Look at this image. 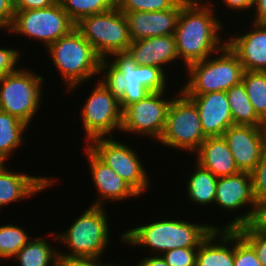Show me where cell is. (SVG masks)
<instances>
[{"mask_svg":"<svg viewBox=\"0 0 266 266\" xmlns=\"http://www.w3.org/2000/svg\"><path fill=\"white\" fill-rule=\"evenodd\" d=\"M213 5L184 4L181 8L174 37L179 60L185 66L216 55L226 45L218 36L224 28Z\"/></svg>","mask_w":266,"mask_h":266,"instance_id":"cell-1","label":"cell"},{"mask_svg":"<svg viewBox=\"0 0 266 266\" xmlns=\"http://www.w3.org/2000/svg\"><path fill=\"white\" fill-rule=\"evenodd\" d=\"M110 57L114 58L111 63L110 60L101 59L99 74L103 72V78L99 80L119 99L122 111L144 99L150 92L168 89L167 71L165 73L159 67L137 65L127 51L116 52Z\"/></svg>","mask_w":266,"mask_h":266,"instance_id":"cell-2","label":"cell"},{"mask_svg":"<svg viewBox=\"0 0 266 266\" xmlns=\"http://www.w3.org/2000/svg\"><path fill=\"white\" fill-rule=\"evenodd\" d=\"M213 229L219 227L166 218L124 231L120 241L129 246L148 247L151 254L161 255L175 248H198Z\"/></svg>","mask_w":266,"mask_h":266,"instance_id":"cell-3","label":"cell"},{"mask_svg":"<svg viewBox=\"0 0 266 266\" xmlns=\"http://www.w3.org/2000/svg\"><path fill=\"white\" fill-rule=\"evenodd\" d=\"M46 49L68 92L100 73L101 58L76 28Z\"/></svg>","mask_w":266,"mask_h":266,"instance_id":"cell-4","label":"cell"},{"mask_svg":"<svg viewBox=\"0 0 266 266\" xmlns=\"http://www.w3.org/2000/svg\"><path fill=\"white\" fill-rule=\"evenodd\" d=\"M217 55L209 56L185 67L186 76H189L187 78L189 80L181 89L185 95L226 92L242 82L245 70L229 46L226 44L217 52Z\"/></svg>","mask_w":266,"mask_h":266,"instance_id":"cell-5","label":"cell"},{"mask_svg":"<svg viewBox=\"0 0 266 266\" xmlns=\"http://www.w3.org/2000/svg\"><path fill=\"white\" fill-rule=\"evenodd\" d=\"M103 206L88 207L76 219L66 231L55 235L56 240L62 242L69 249V252L59 251L66 256L72 257H101L110 241L109 222L107 212Z\"/></svg>","mask_w":266,"mask_h":266,"instance_id":"cell-6","label":"cell"},{"mask_svg":"<svg viewBox=\"0 0 266 266\" xmlns=\"http://www.w3.org/2000/svg\"><path fill=\"white\" fill-rule=\"evenodd\" d=\"M75 28L92 45L101 59H108L109 55L116 52L127 51L131 44L126 18L117 6L81 18Z\"/></svg>","mask_w":266,"mask_h":266,"instance_id":"cell-7","label":"cell"},{"mask_svg":"<svg viewBox=\"0 0 266 266\" xmlns=\"http://www.w3.org/2000/svg\"><path fill=\"white\" fill-rule=\"evenodd\" d=\"M168 108L166 125L159 143L166 147L196 152L206 139L195 103L181 90Z\"/></svg>","mask_w":266,"mask_h":266,"instance_id":"cell-8","label":"cell"},{"mask_svg":"<svg viewBox=\"0 0 266 266\" xmlns=\"http://www.w3.org/2000/svg\"><path fill=\"white\" fill-rule=\"evenodd\" d=\"M43 79L26 68L5 75L0 79V110L29 126L40 107Z\"/></svg>","mask_w":266,"mask_h":266,"instance_id":"cell-9","label":"cell"},{"mask_svg":"<svg viewBox=\"0 0 266 266\" xmlns=\"http://www.w3.org/2000/svg\"><path fill=\"white\" fill-rule=\"evenodd\" d=\"M14 11V19L7 32L38 40L45 48L75 28V23L59 1L44 9Z\"/></svg>","mask_w":266,"mask_h":266,"instance_id":"cell-10","label":"cell"},{"mask_svg":"<svg viewBox=\"0 0 266 266\" xmlns=\"http://www.w3.org/2000/svg\"><path fill=\"white\" fill-rule=\"evenodd\" d=\"M86 146L139 195L150 187L149 177L141 164V158H138L137 152L130 146L113 140V137L96 138Z\"/></svg>","mask_w":266,"mask_h":266,"instance_id":"cell-11","label":"cell"},{"mask_svg":"<svg viewBox=\"0 0 266 266\" xmlns=\"http://www.w3.org/2000/svg\"><path fill=\"white\" fill-rule=\"evenodd\" d=\"M87 101L82 107L81 118L86 135V144L101 137H114L112 132L121 129L122 109L119 99L97 80Z\"/></svg>","mask_w":266,"mask_h":266,"instance_id":"cell-12","label":"cell"},{"mask_svg":"<svg viewBox=\"0 0 266 266\" xmlns=\"http://www.w3.org/2000/svg\"><path fill=\"white\" fill-rule=\"evenodd\" d=\"M166 91L150 92L144 99L122 111L121 132L148 136L157 141L162 137L167 112L172 101L165 98ZM164 97V98H163Z\"/></svg>","mask_w":266,"mask_h":266,"instance_id":"cell-13","label":"cell"},{"mask_svg":"<svg viewBox=\"0 0 266 266\" xmlns=\"http://www.w3.org/2000/svg\"><path fill=\"white\" fill-rule=\"evenodd\" d=\"M215 206H219L224 210L238 211L239 208L250 206L249 211L241 213L237 217H233L231 222L222 229H236L240 226L251 223L255 209L256 201L253 195L252 176L249 172H239L231 176L217 178ZM252 206V207H251ZM238 209V210H237Z\"/></svg>","mask_w":266,"mask_h":266,"instance_id":"cell-14","label":"cell"},{"mask_svg":"<svg viewBox=\"0 0 266 266\" xmlns=\"http://www.w3.org/2000/svg\"><path fill=\"white\" fill-rule=\"evenodd\" d=\"M241 172L251 173L266 150V126L232 125L223 134Z\"/></svg>","mask_w":266,"mask_h":266,"instance_id":"cell-15","label":"cell"},{"mask_svg":"<svg viewBox=\"0 0 266 266\" xmlns=\"http://www.w3.org/2000/svg\"><path fill=\"white\" fill-rule=\"evenodd\" d=\"M183 5L176 3L171 9L163 11L123 12L131 41L174 35Z\"/></svg>","mask_w":266,"mask_h":266,"instance_id":"cell-16","label":"cell"},{"mask_svg":"<svg viewBox=\"0 0 266 266\" xmlns=\"http://www.w3.org/2000/svg\"><path fill=\"white\" fill-rule=\"evenodd\" d=\"M84 150L89 159L90 174L99 197L92 203L93 206L105 207L106 200L113 202L139 197V194L128 183L102 162L86 145Z\"/></svg>","mask_w":266,"mask_h":266,"instance_id":"cell-17","label":"cell"},{"mask_svg":"<svg viewBox=\"0 0 266 266\" xmlns=\"http://www.w3.org/2000/svg\"><path fill=\"white\" fill-rule=\"evenodd\" d=\"M196 105L205 137L223 136L234 120L226 92L218 91L201 95H186Z\"/></svg>","mask_w":266,"mask_h":266,"instance_id":"cell-18","label":"cell"},{"mask_svg":"<svg viewBox=\"0 0 266 266\" xmlns=\"http://www.w3.org/2000/svg\"><path fill=\"white\" fill-rule=\"evenodd\" d=\"M252 30L234 35L226 44L237 55L245 71L266 72V24L253 22Z\"/></svg>","mask_w":266,"mask_h":266,"instance_id":"cell-19","label":"cell"},{"mask_svg":"<svg viewBox=\"0 0 266 266\" xmlns=\"http://www.w3.org/2000/svg\"><path fill=\"white\" fill-rule=\"evenodd\" d=\"M55 179L41 176H30L25 172H11L4 163H0V209L20 199H28L36 192L49 188Z\"/></svg>","mask_w":266,"mask_h":266,"instance_id":"cell-20","label":"cell"},{"mask_svg":"<svg viewBox=\"0 0 266 266\" xmlns=\"http://www.w3.org/2000/svg\"><path fill=\"white\" fill-rule=\"evenodd\" d=\"M127 52L137 65L159 67L179 60L174 35L150 37L131 41Z\"/></svg>","mask_w":266,"mask_h":266,"instance_id":"cell-21","label":"cell"},{"mask_svg":"<svg viewBox=\"0 0 266 266\" xmlns=\"http://www.w3.org/2000/svg\"><path fill=\"white\" fill-rule=\"evenodd\" d=\"M195 155V161L217 178L241 172L223 136L206 137Z\"/></svg>","mask_w":266,"mask_h":266,"instance_id":"cell-22","label":"cell"},{"mask_svg":"<svg viewBox=\"0 0 266 266\" xmlns=\"http://www.w3.org/2000/svg\"><path fill=\"white\" fill-rule=\"evenodd\" d=\"M195 266H234V229H213L198 247Z\"/></svg>","mask_w":266,"mask_h":266,"instance_id":"cell-23","label":"cell"},{"mask_svg":"<svg viewBox=\"0 0 266 266\" xmlns=\"http://www.w3.org/2000/svg\"><path fill=\"white\" fill-rule=\"evenodd\" d=\"M187 197L193 204L208 206L215 202L217 177L196 162L193 174L188 178ZM192 200V201H191Z\"/></svg>","mask_w":266,"mask_h":266,"instance_id":"cell-24","label":"cell"},{"mask_svg":"<svg viewBox=\"0 0 266 266\" xmlns=\"http://www.w3.org/2000/svg\"><path fill=\"white\" fill-rule=\"evenodd\" d=\"M27 128V124L0 110V163H5L12 156L11 153L21 146Z\"/></svg>","mask_w":266,"mask_h":266,"instance_id":"cell-25","label":"cell"},{"mask_svg":"<svg viewBox=\"0 0 266 266\" xmlns=\"http://www.w3.org/2000/svg\"><path fill=\"white\" fill-rule=\"evenodd\" d=\"M226 95L235 125L266 126L255 113L242 82L226 91Z\"/></svg>","mask_w":266,"mask_h":266,"instance_id":"cell-26","label":"cell"},{"mask_svg":"<svg viewBox=\"0 0 266 266\" xmlns=\"http://www.w3.org/2000/svg\"><path fill=\"white\" fill-rule=\"evenodd\" d=\"M58 252L46 239L36 237L30 239L14 257L20 266H54Z\"/></svg>","mask_w":266,"mask_h":266,"instance_id":"cell-27","label":"cell"},{"mask_svg":"<svg viewBox=\"0 0 266 266\" xmlns=\"http://www.w3.org/2000/svg\"><path fill=\"white\" fill-rule=\"evenodd\" d=\"M242 83L255 113L266 124V72L245 71Z\"/></svg>","mask_w":266,"mask_h":266,"instance_id":"cell-28","label":"cell"},{"mask_svg":"<svg viewBox=\"0 0 266 266\" xmlns=\"http://www.w3.org/2000/svg\"><path fill=\"white\" fill-rule=\"evenodd\" d=\"M76 24L81 18L102 13L116 7L113 0H58Z\"/></svg>","mask_w":266,"mask_h":266,"instance_id":"cell-29","label":"cell"},{"mask_svg":"<svg viewBox=\"0 0 266 266\" xmlns=\"http://www.w3.org/2000/svg\"><path fill=\"white\" fill-rule=\"evenodd\" d=\"M29 235L14 224L0 226V258L10 259L30 241Z\"/></svg>","mask_w":266,"mask_h":266,"instance_id":"cell-30","label":"cell"},{"mask_svg":"<svg viewBox=\"0 0 266 266\" xmlns=\"http://www.w3.org/2000/svg\"><path fill=\"white\" fill-rule=\"evenodd\" d=\"M236 230L253 247L261 265L266 266V232L257 230L251 223Z\"/></svg>","mask_w":266,"mask_h":266,"instance_id":"cell-31","label":"cell"},{"mask_svg":"<svg viewBox=\"0 0 266 266\" xmlns=\"http://www.w3.org/2000/svg\"><path fill=\"white\" fill-rule=\"evenodd\" d=\"M174 0H119L116 4L121 12L134 11H163L171 9Z\"/></svg>","mask_w":266,"mask_h":266,"instance_id":"cell-32","label":"cell"},{"mask_svg":"<svg viewBox=\"0 0 266 266\" xmlns=\"http://www.w3.org/2000/svg\"><path fill=\"white\" fill-rule=\"evenodd\" d=\"M234 266H262L253 247L234 229Z\"/></svg>","mask_w":266,"mask_h":266,"instance_id":"cell-33","label":"cell"},{"mask_svg":"<svg viewBox=\"0 0 266 266\" xmlns=\"http://www.w3.org/2000/svg\"><path fill=\"white\" fill-rule=\"evenodd\" d=\"M198 248H175L161 254L169 266H195Z\"/></svg>","mask_w":266,"mask_h":266,"instance_id":"cell-34","label":"cell"},{"mask_svg":"<svg viewBox=\"0 0 266 266\" xmlns=\"http://www.w3.org/2000/svg\"><path fill=\"white\" fill-rule=\"evenodd\" d=\"M254 199L257 202L266 199V150L257 164L256 168L251 172Z\"/></svg>","mask_w":266,"mask_h":266,"instance_id":"cell-35","label":"cell"},{"mask_svg":"<svg viewBox=\"0 0 266 266\" xmlns=\"http://www.w3.org/2000/svg\"><path fill=\"white\" fill-rule=\"evenodd\" d=\"M20 57L21 53L14 48H0V79L19 70L16 67Z\"/></svg>","mask_w":266,"mask_h":266,"instance_id":"cell-36","label":"cell"},{"mask_svg":"<svg viewBox=\"0 0 266 266\" xmlns=\"http://www.w3.org/2000/svg\"><path fill=\"white\" fill-rule=\"evenodd\" d=\"M101 259L93 257H72L62 253L57 254L54 266H113L116 263H102Z\"/></svg>","mask_w":266,"mask_h":266,"instance_id":"cell-37","label":"cell"},{"mask_svg":"<svg viewBox=\"0 0 266 266\" xmlns=\"http://www.w3.org/2000/svg\"><path fill=\"white\" fill-rule=\"evenodd\" d=\"M14 6L11 0H0V29L8 30L14 19Z\"/></svg>","mask_w":266,"mask_h":266,"instance_id":"cell-38","label":"cell"},{"mask_svg":"<svg viewBox=\"0 0 266 266\" xmlns=\"http://www.w3.org/2000/svg\"><path fill=\"white\" fill-rule=\"evenodd\" d=\"M58 0H16L14 10L44 9L52 6Z\"/></svg>","mask_w":266,"mask_h":266,"instance_id":"cell-39","label":"cell"},{"mask_svg":"<svg viewBox=\"0 0 266 266\" xmlns=\"http://www.w3.org/2000/svg\"><path fill=\"white\" fill-rule=\"evenodd\" d=\"M251 224L257 230L266 232V199L256 203V209Z\"/></svg>","mask_w":266,"mask_h":266,"instance_id":"cell-40","label":"cell"},{"mask_svg":"<svg viewBox=\"0 0 266 266\" xmlns=\"http://www.w3.org/2000/svg\"><path fill=\"white\" fill-rule=\"evenodd\" d=\"M252 9L256 12L253 22L266 24V0H254Z\"/></svg>","mask_w":266,"mask_h":266,"instance_id":"cell-41","label":"cell"},{"mask_svg":"<svg viewBox=\"0 0 266 266\" xmlns=\"http://www.w3.org/2000/svg\"><path fill=\"white\" fill-rule=\"evenodd\" d=\"M225 4V7L230 9H235L236 11L240 10L244 11L245 9L248 10L249 8H253L254 0H222Z\"/></svg>","mask_w":266,"mask_h":266,"instance_id":"cell-42","label":"cell"},{"mask_svg":"<svg viewBox=\"0 0 266 266\" xmlns=\"http://www.w3.org/2000/svg\"><path fill=\"white\" fill-rule=\"evenodd\" d=\"M136 266H169L161 255H155L141 259Z\"/></svg>","mask_w":266,"mask_h":266,"instance_id":"cell-43","label":"cell"},{"mask_svg":"<svg viewBox=\"0 0 266 266\" xmlns=\"http://www.w3.org/2000/svg\"><path fill=\"white\" fill-rule=\"evenodd\" d=\"M204 1V2H202ZM207 0H183V4H212L213 2Z\"/></svg>","mask_w":266,"mask_h":266,"instance_id":"cell-44","label":"cell"},{"mask_svg":"<svg viewBox=\"0 0 266 266\" xmlns=\"http://www.w3.org/2000/svg\"><path fill=\"white\" fill-rule=\"evenodd\" d=\"M176 3H181L183 4V0H174Z\"/></svg>","mask_w":266,"mask_h":266,"instance_id":"cell-45","label":"cell"}]
</instances>
